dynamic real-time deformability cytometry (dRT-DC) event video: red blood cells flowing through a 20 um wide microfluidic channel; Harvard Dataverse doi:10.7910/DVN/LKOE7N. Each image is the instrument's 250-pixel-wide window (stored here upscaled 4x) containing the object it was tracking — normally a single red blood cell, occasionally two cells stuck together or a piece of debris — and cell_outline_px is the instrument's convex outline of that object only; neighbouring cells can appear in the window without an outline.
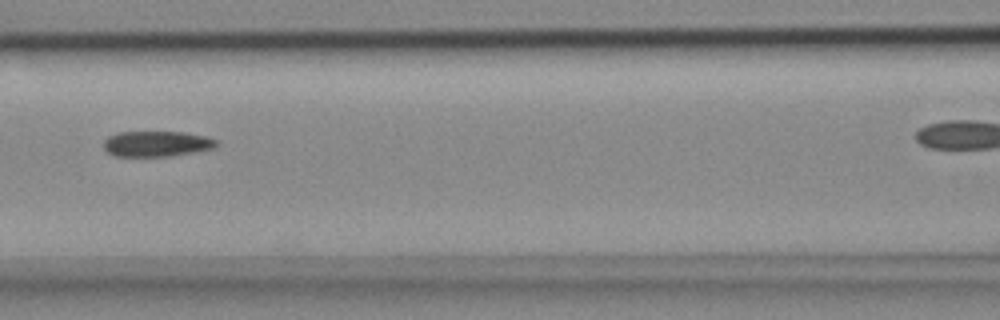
{"species": "common noctule bat (a hibernating species)", "species_latin": "Nyctalus noctula", "temperature_condition": "cold", "stored_images_in_passage": 8, "camera_frame_rate_fps": 3000, "um_per_image_px": 0.085, "animal": {"sex": "female", "body_mass_g": 18.4}, "frame": {"image": 1, "passage_image": 7, "time_ms": 2.0, "image_size_px": [1000, 320], "cell_outline_px": [[220, 144], [216, 148], [168, 156], [116, 156], [108, 152], [104, 148], [104, 140], [108, 136], [116, 132], [184, 132], [204, 136], [216, 140]], "centroid_in_image_um": [13.32, 12.21], "position_along_channel_um": 153.3, "area_um2": 16.76}}